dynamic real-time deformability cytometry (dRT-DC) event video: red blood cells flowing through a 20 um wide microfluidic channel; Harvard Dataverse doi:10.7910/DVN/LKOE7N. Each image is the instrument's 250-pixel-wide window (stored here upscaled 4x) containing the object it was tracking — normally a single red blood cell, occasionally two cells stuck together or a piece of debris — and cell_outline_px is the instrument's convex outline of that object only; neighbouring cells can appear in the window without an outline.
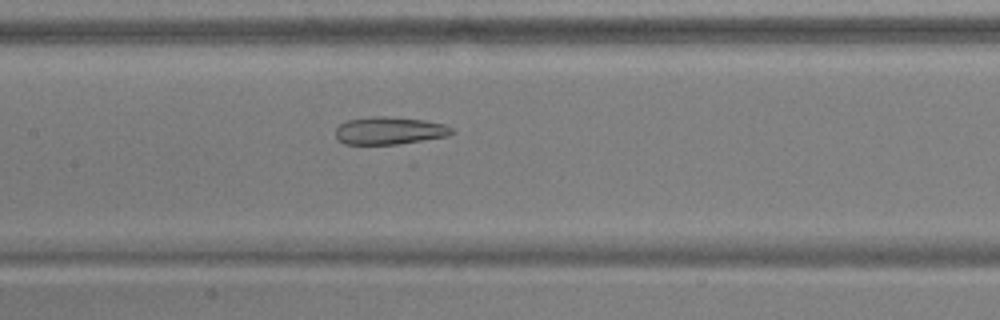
{"species": "common noctule bat (a hibernating species)", "species_latin": "Nyctalus noctula", "temperature_condition": "warm", "stored_images_in_passage": 53, "camera_frame_rate_fps": 3000, "um_per_image_px": 0.085, "animal": {"sex": "male", "body_mass_g": 17.9, "forearm_length_mm": 54.2}, "frame": {"image": 1, "passage_image": 26, "time_ms": 8.333, "image_size_px": [1000, 320], "cell_outline_px": [[456, 132], [448, 136], [396, 144], [344, 144], [336, 140], [336, 128], [340, 124], [348, 120], [372, 116], [384, 116], [424, 120], [444, 124], [452, 128]], "centroid_in_image_um": [33.09, 11.1], "position_along_channel_um": 174.3, "area_um2": 18.67}}
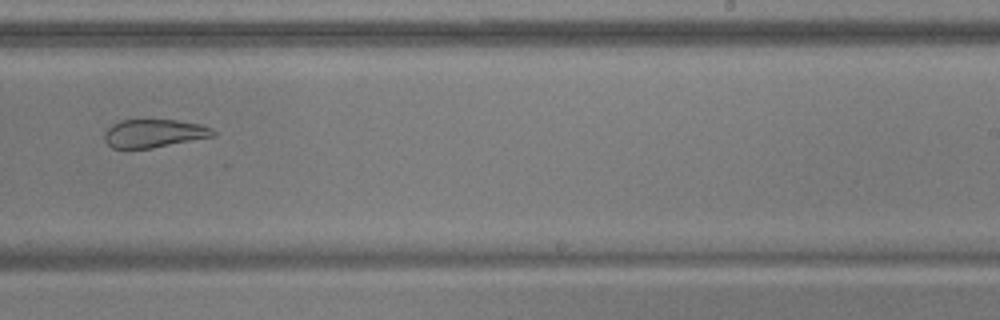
{"frame": {"image": 2, "passage_image": 34, "time_ms": 11.0, "image_size_px": [1000, 320], "cell_outline_px": [[216, 136], [152, 148], [112, 148], [104, 140], [104, 132], [112, 124], [120, 120], [176, 120], [200, 124], [212, 128], [216, 132]], "centroid_in_image_um": [13.1, 11.33], "position_along_channel_um": 275.9, "area_um2": 17.92}}
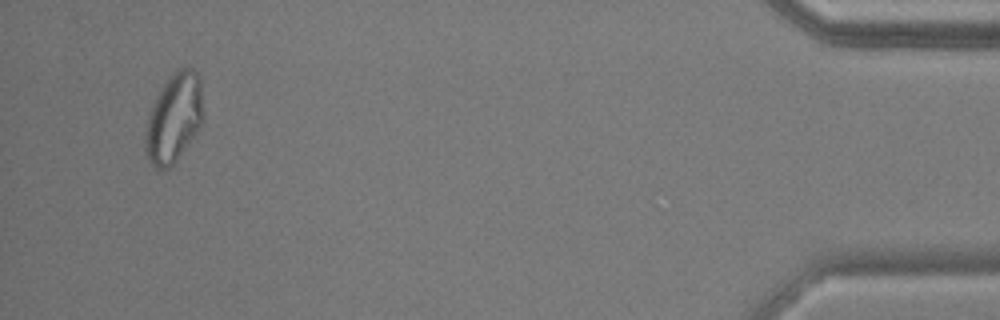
{"frame": {"image": 3, "passage_image": 51, "time_ms": 16.667, "image_size_px": [1000, 320], "cell_outline_px": [[204, 120], [188, 144], [176, 160], [168, 168], [156, 168], [148, 160], [144, 148], [144, 128], [152, 104], [160, 88], [168, 76], [176, 68], [192, 68], [200, 76], [204, 116]], "centroid_in_image_um": [14.77, 9.99], "position_along_channel_um": 420.4, "area_um2": 30.46}}